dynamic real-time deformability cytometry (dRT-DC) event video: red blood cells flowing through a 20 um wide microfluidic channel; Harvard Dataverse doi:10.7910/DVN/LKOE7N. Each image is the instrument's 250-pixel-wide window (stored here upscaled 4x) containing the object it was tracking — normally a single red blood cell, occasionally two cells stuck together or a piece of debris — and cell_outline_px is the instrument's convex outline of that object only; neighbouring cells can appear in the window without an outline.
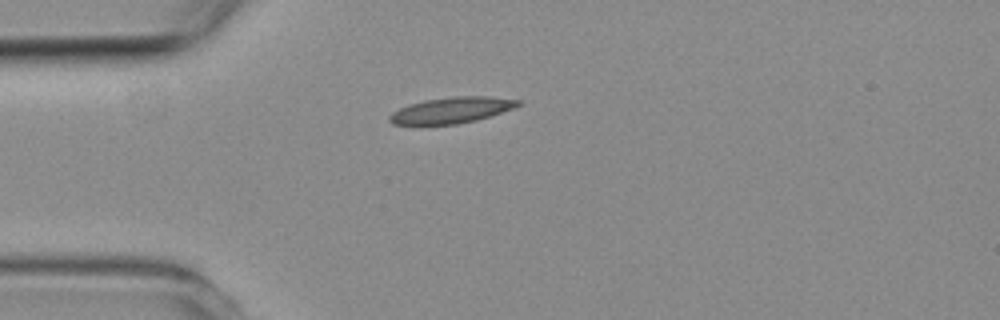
{"species": "common noctule bat (a hibernating species)", "species_latin": "Nyctalus noctula", "temperature_condition": "room temperature", "stored_images_in_passage": 1, "camera_frame_rate_fps": 3000, "um_per_image_px": 0.085, "animal": {"sex": "female", "body_mass_g": 19.3, "forearm_length_mm": 54.1}, "frame": {"image": 1, "passage_image": 1, "time_ms": 0.0, "image_size_px": [1000, 320], "cell_outline_px": [[520, 104], [512, 108], [476, 120], [456, 124], [392, 124], [388, 120], [388, 116], [392, 112], [408, 104], [424, 100], [452, 96], [488, 96], [520, 100]], "centroid_in_image_um": [38.33, 9.35], "position_along_channel_um": 46.7, "area_um2": 19.25}}